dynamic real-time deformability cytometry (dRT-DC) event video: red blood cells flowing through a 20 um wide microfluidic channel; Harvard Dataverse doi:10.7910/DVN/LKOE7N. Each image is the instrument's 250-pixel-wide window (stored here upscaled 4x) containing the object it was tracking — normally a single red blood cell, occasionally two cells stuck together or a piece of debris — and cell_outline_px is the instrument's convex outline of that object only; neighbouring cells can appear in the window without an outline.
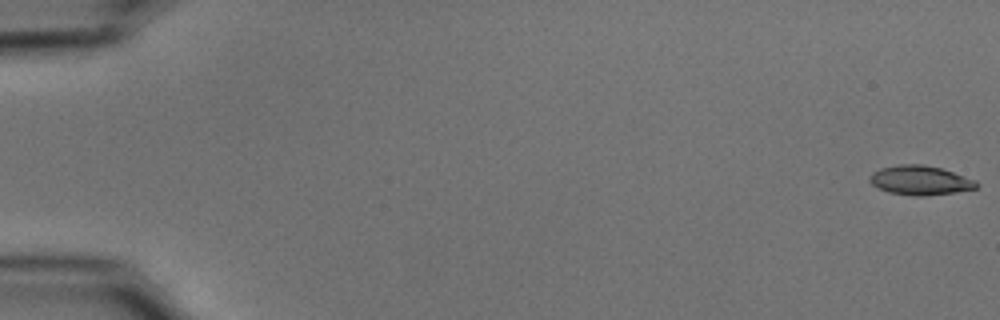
{"species": "common noctule bat (a hibernating species)", "species_latin": "Nyctalus noctula", "temperature_condition": "cold", "stored_images_in_passage": 5, "camera_frame_rate_fps": 3000, "um_per_image_px": 0.085, "animal": {"sex": "male", "body_mass_g": 15.6}, "frame": {"image": 1, "passage_image": 1, "time_ms": 0.0, "image_size_px": [1000, 320], "cell_outline_px": [[980, 184], [976, 188], [956, 192], [924, 196], [916, 196], [888, 192], [872, 184], [868, 180], [868, 176], [872, 172], [880, 168], [900, 164], [924, 164], [940, 168], [976, 180]], "centroid_in_image_um": [78.2, 15.32], "position_along_channel_um": 6.8, "area_um2": 18.26}}